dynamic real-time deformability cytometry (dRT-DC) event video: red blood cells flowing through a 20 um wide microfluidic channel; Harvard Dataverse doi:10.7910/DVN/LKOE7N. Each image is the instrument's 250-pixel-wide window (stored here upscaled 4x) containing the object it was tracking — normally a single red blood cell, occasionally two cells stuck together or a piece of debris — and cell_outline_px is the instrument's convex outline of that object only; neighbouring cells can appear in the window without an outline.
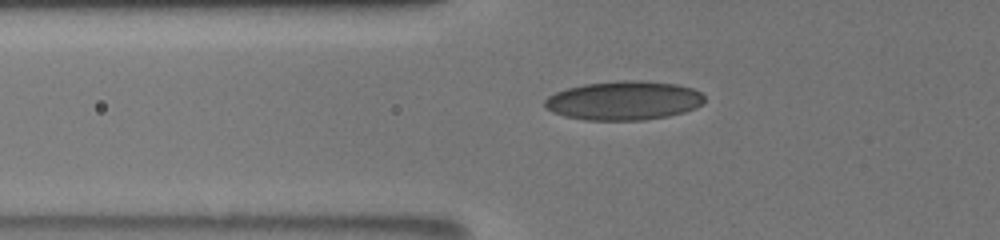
{"species": "human", "species_latin": "Homo sapiens", "temperature_condition": "room temperature", "stored_images_in_passage": 38, "camera_frame_rate_fps": 3000, "um_per_image_px": 0.085, "donor": {"sex": "male"}, "frame": {"image": 1, "passage_image": 5, "time_ms": 1.333, "image_size_px": [1000, 240], "cell_outline_px": [[704, 100], [696, 108], [684, 112], [668, 116], [644, 120], [584, 120], [564, 116], [552, 112], [544, 108], [544, 100], [548, 96], [556, 92], [568, 88], [584, 84], [616, 80], [644, 80], [676, 84], [692, 88], [700, 92], [704, 96]], "centroid_in_image_um": [53.0, 8.54], "position_along_channel_um": 72.8, "area_um2": 36.53}}
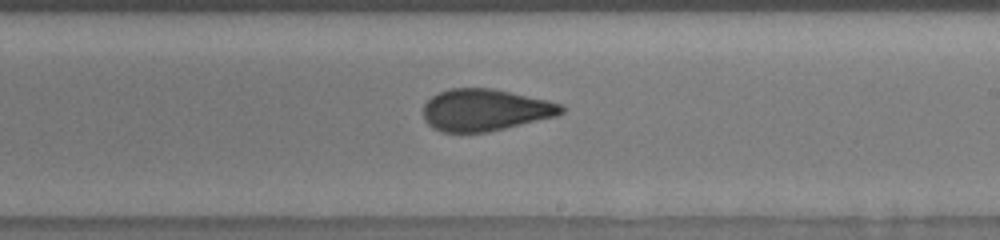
{"frame": {"image": 2, "passage_image": 19, "time_ms": 6.0, "image_size_px": [1000, 240], "cell_outline_px": [[568, 108], [564, 112], [556, 116], [488, 132], [440, 132], [432, 128], [424, 120], [424, 104], [432, 96], [440, 92], [452, 88], [492, 88], [548, 100], [560, 104]], "centroid_in_image_um": [41.24, 9.35], "position_along_channel_um": 247.8, "area_um2": 33.7}}
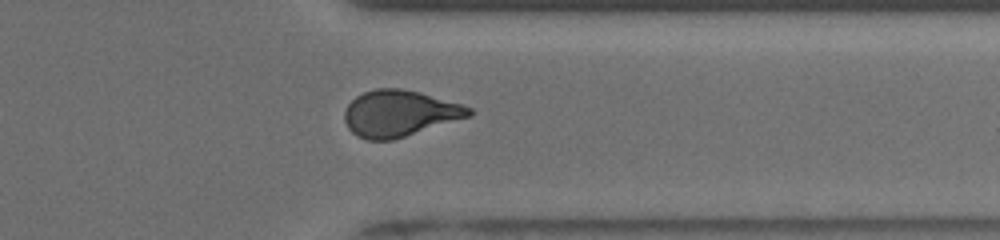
{"frame": {"image": 3, "passage_image": 29, "time_ms": 9.333, "image_size_px": [1000, 240], "cell_outline_px": [[472, 116], [392, 140], [368, 140], [356, 136], [348, 128], [344, 120], [344, 112], [348, 104], [356, 96], [364, 92], [376, 88], [400, 88], [420, 92], [460, 104], [472, 108]], "centroid_in_image_um": [33.94, 9.64], "position_along_channel_um": 377.5, "area_um2": 33.52}, "authors_computed_cell_mechanics": {"area_um2": 33.8708, "velocity_mm_per_s": 3.887, "shape_relaxation_time_tau1_ms": null, "shape_relaxation_time_tau2_ms": 0.9318, "deformation_change_tau1": null, "deformation_change_tau2": 0.0714}}